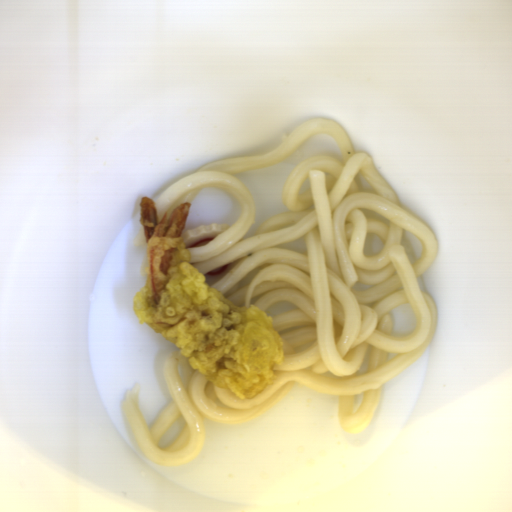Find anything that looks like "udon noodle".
Here are the masks:
<instances>
[{
  "mask_svg": "<svg viewBox=\"0 0 512 512\" xmlns=\"http://www.w3.org/2000/svg\"><path fill=\"white\" fill-rule=\"evenodd\" d=\"M332 135L341 161L325 154L303 158L289 174L282 200L286 213L274 216L256 235L255 206L237 173L273 166L304 140ZM215 188L235 200L237 221L205 247H186L193 268L211 271L234 265L211 287L239 307L256 306L281 334V367L263 392L241 398L221 390L173 351L162 371L171 400L147 428L138 384L120 407L131 435L157 466L196 460L205 446L206 424L251 423L272 410L295 386L338 398L343 433L361 434L375 417L384 384L411 367L428 349L439 323L434 298L421 289L438 253L431 228L404 209L369 153L354 152L334 119L303 120L271 150L206 163L161 192L159 222L178 200L192 203ZM414 232L420 258L405 238ZM303 239L300 253L285 242ZM411 306L416 319L406 337L391 334L395 308ZM179 417L185 426L165 448L157 443Z\"/></svg>",
  "mask_w": 512,
  "mask_h": 512,
  "instance_id": "d5520da0",
  "label": "udon noodle"
},
{
  "mask_svg": "<svg viewBox=\"0 0 512 512\" xmlns=\"http://www.w3.org/2000/svg\"><path fill=\"white\" fill-rule=\"evenodd\" d=\"M134 243H135V246H143L144 244H146L145 242V238H144V232H143V226H142V223L137 231V234H136V237H135V240H134Z\"/></svg>",
  "mask_w": 512,
  "mask_h": 512,
  "instance_id": "a0691cae",
  "label": "udon noodle"
}]
</instances>
